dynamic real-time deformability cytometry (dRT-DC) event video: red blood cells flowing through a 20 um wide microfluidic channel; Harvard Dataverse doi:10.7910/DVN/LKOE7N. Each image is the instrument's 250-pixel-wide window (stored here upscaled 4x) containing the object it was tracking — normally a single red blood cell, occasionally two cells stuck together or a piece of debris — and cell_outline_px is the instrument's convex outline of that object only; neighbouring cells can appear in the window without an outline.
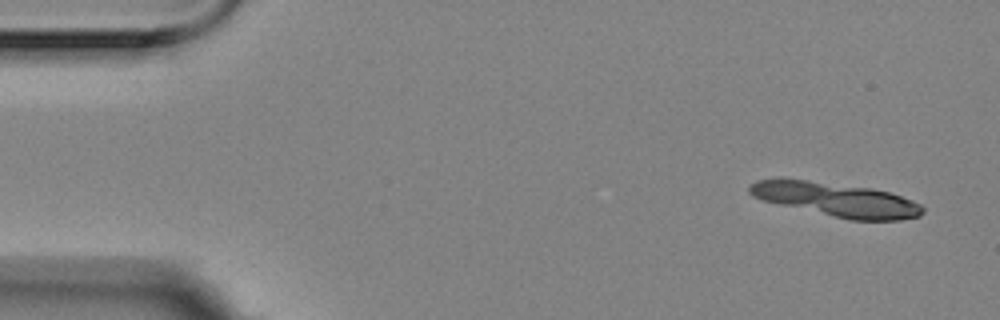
{"species": "Egyptian fruit bat (a non-hibernating species)", "species_latin": "Rousettus aegyptiacus", "temperature_condition": "room temperature", "stored_images_in_passage": 5, "camera_frame_rate_fps": 3000, "um_per_image_px": 0.085, "animal": {"sex": "female"}, "frame": {"image": 1, "passage_image": 1, "time_ms": 0.0, "image_size_px": [1000, 320], "cell_outline_px": [[924, 212], [920, 216], [900, 220], [852, 220], [780, 204], [764, 200], [752, 196], [748, 192], [748, 188], [756, 180], [780, 176], [872, 188], [888, 192], [912, 200], [920, 204], [924, 208]], "centroid_in_image_um": [71.05, 16.93], "position_along_channel_um": 14.0, "area_um2": 34.33}}
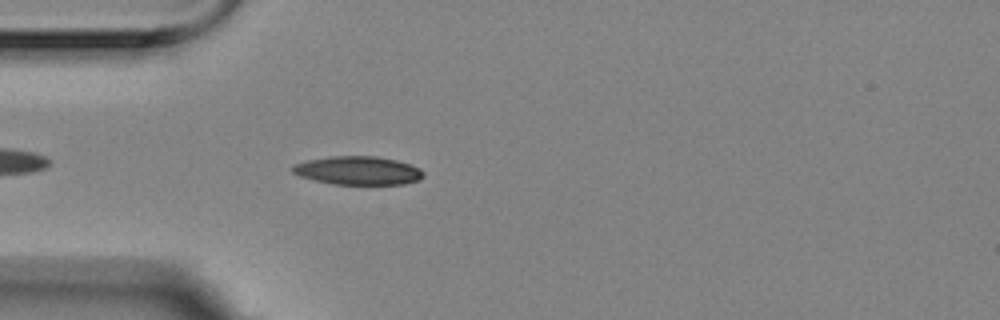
{"frame": {"image": 2, "passage_image": 5, "time_ms": 1.333, "image_size_px": [1000, 320], "cell_outline_px": [[424, 176], [420, 180], [404, 184], [332, 184], [300, 176], [292, 172], [292, 168], [296, 164], [308, 160], [332, 156], [376, 156], [396, 160], [420, 168], [424, 172]], "centroid_in_image_um": [30.47, 14.5], "position_along_channel_um": 54.5, "area_um2": 21.56}}